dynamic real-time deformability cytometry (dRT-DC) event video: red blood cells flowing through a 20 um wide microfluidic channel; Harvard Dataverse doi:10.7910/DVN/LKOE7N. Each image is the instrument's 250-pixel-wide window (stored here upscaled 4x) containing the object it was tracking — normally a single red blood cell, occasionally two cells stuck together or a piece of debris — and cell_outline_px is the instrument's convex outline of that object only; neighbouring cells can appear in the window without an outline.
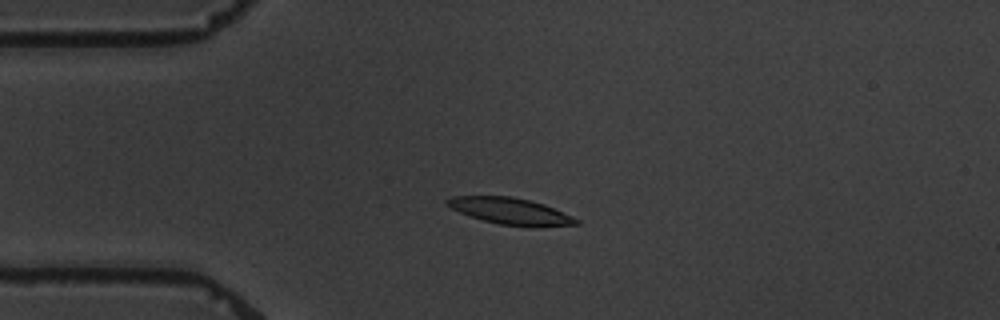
{"species": "common noctule bat (a hibernating species)", "species_latin": "Nyctalus noctula", "temperature_condition": "warm", "stored_images_in_passage": 6, "camera_frame_rate_fps": 3000, "um_per_image_px": 0.085, "animal": {"sex": "male", "body_mass_g": 19.5, "forearm_length_mm": 54.6}, "frame": {"image": 1, "passage_image": 4, "time_ms": 3.333, "image_size_px": [1000, 320], "cell_outline_px": [[580, 224], [536, 228], [532, 228], [500, 224], [484, 220], [460, 212], [444, 204], [444, 200], [452, 196], [512, 196], [544, 204], [572, 216], [580, 220]], "centroid_in_image_um": [43.42, 17.96], "position_along_channel_um": 41.6, "area_um2": 20.11}}
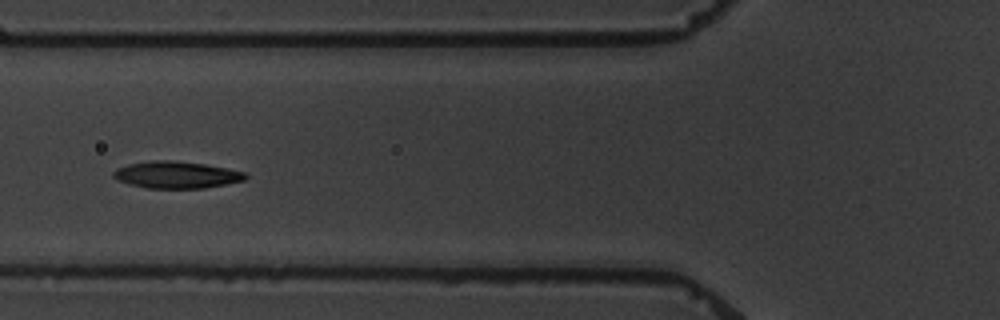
{"frame": {"image": 2, "passage_image": 6, "time_ms": 6.0, "image_size_px": [1000, 320], "cell_outline_px": [[248, 176], [244, 180], [204, 188], [148, 188], [128, 184], [116, 180], [112, 176], [112, 172], [116, 168], [128, 164], [156, 160], [168, 160], [204, 164], [228, 168], [244, 172]], "centroid_in_image_um": [14.95, 14.86], "position_along_channel_um": 110.9, "area_um2": 20.63}}